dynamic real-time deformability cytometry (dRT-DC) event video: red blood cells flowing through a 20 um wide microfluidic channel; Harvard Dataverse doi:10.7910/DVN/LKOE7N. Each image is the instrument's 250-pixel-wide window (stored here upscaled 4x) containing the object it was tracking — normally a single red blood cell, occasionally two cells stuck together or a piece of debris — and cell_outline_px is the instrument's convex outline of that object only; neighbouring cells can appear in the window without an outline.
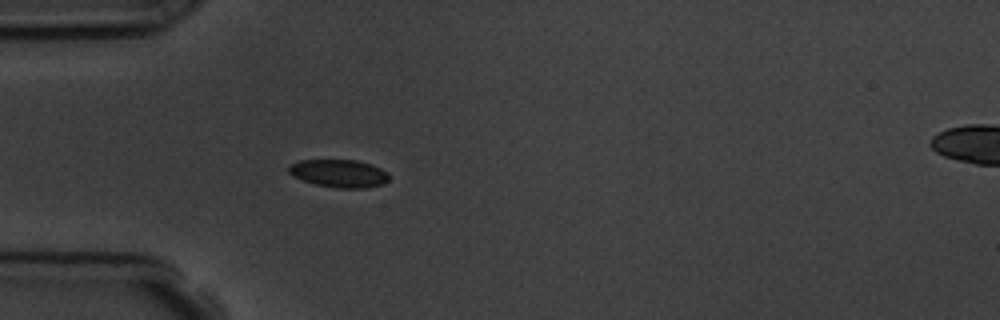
{"species": "common noctule bat (a hibernating species)", "species_latin": "Nyctalus noctula", "temperature_condition": "room temperature", "stored_images_in_passage": 4, "camera_frame_rate_fps": 3000, "um_per_image_px": 0.085, "animal": {"sex": "male", "body_mass_g": 19.5, "forearm_length_mm": 54.6}, "frame": {"image": 1, "passage_image": 4, "time_ms": 3.667, "image_size_px": [1000, 320], "cell_outline_px": [[388, 180], [380, 184], [364, 188], [336, 188], [316, 184], [292, 176], [288, 172], [288, 164], [300, 160], [356, 160], [372, 164], [388, 172]], "centroid_in_image_um": [28.79, 14.72], "position_along_channel_um": 56.2, "area_um2": 16.24}}